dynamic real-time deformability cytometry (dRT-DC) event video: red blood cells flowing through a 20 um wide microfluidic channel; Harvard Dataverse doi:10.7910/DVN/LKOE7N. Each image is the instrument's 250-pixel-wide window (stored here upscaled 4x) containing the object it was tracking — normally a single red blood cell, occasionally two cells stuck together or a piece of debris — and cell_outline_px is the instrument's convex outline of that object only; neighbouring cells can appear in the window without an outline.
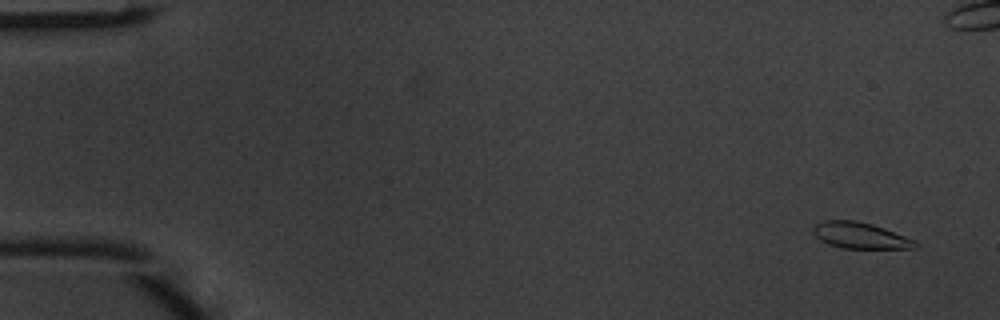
{"species": "common noctule bat (a hibernating species)", "species_latin": "Nyctalus noctula", "temperature_condition": "warm", "stored_images_in_passage": 5, "camera_frame_rate_fps": 3000, "um_per_image_px": 0.085, "animal": {"sex": "male", "body_mass_g": 20.1, "forearm_length_mm": 53.5}, "frame": {"image": 1, "passage_image": 1, "time_ms": 0.0, "image_size_px": [1000, 320], "cell_outline_px": [[916, 248], [844, 248], [828, 244], [820, 240], [812, 232], [812, 228], [816, 224], [824, 220], [856, 220], [872, 224], [884, 228], [916, 240]], "centroid_in_image_um": [73.09, 20.01], "position_along_channel_um": 11.9, "area_um2": 15.49}}